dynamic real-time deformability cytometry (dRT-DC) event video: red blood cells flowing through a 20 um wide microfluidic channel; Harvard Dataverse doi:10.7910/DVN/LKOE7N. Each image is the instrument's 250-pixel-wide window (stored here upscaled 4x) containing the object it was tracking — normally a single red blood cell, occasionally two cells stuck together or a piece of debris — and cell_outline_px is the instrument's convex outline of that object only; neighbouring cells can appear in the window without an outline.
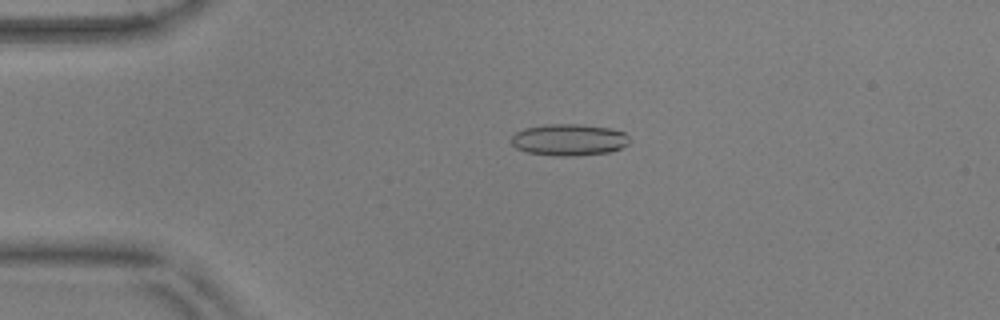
{"species": "common noctule bat (a hibernating species)", "species_latin": "Nyctalus noctula", "temperature_condition": "warm", "stored_images_in_passage": 55, "camera_frame_rate_fps": 3000, "um_per_image_px": 0.085, "animal": {"sex": "male", "body_mass_g": 17.9, "forearm_length_mm": 54.2}, "frame": {"image": 1, "passage_image": 12, "time_ms": 3.667, "image_size_px": [1000, 320], "cell_outline_px": [[628, 144], [612, 152], [576, 156], [552, 156], [528, 152], [516, 148], [512, 144], [512, 136], [516, 132], [524, 128], [544, 124], [580, 124], [612, 128], [624, 132], [628, 136]], "centroid_in_image_um": [48.37, 11.88], "position_along_channel_um": 36.6, "area_um2": 22.02}}
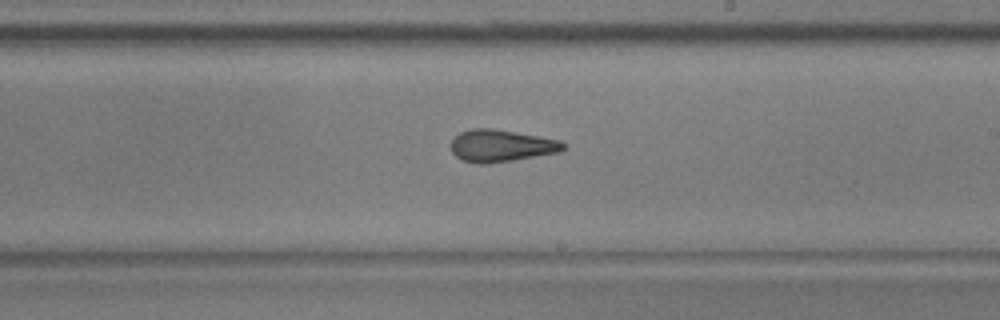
{"frame": {"image": 2, "passage_image": 32, "time_ms": 10.333, "image_size_px": [1000, 320], "cell_outline_px": [[568, 144], [560, 152], [488, 164], [476, 164], [464, 160], [456, 156], [452, 152], [452, 140], [460, 132], [472, 128], [492, 128], [540, 136], [560, 140]], "centroid_in_image_um": [42.63, 12.38], "position_along_channel_um": 246.4, "area_um2": 21.04}}
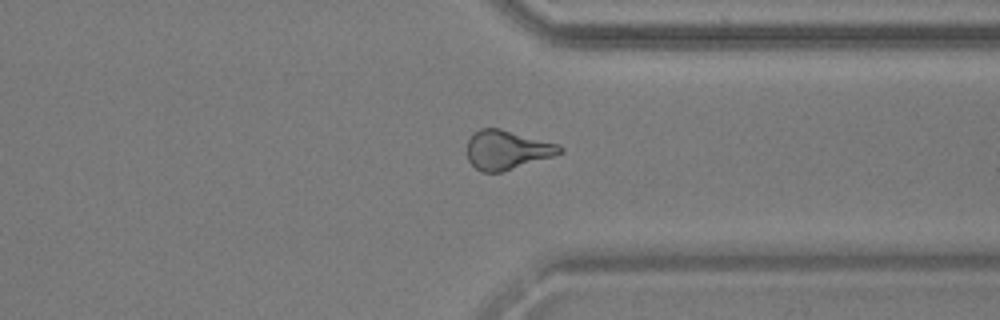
{"frame": {"image": 3, "passage_image": 42, "time_ms": 13.667, "image_size_px": [1000, 320], "cell_outline_px": [[564, 152], [552, 156], [500, 172], [480, 172], [468, 160], [468, 140], [480, 128], [500, 128], [560, 144], [564, 148]], "centroid_in_image_um": [43.11, 12.73], "position_along_channel_um": 368.3, "area_um2": 20.92}, "authors_computed_cell_mechanics": {"area_um2": 21.6172, "velocity_mm_per_s": 3.6762, "shape_relaxation_time_tau1_ms": 8.1523, "shape_relaxation_time_tau2_ms": 2.5366, "deformation_change_tau1": 0.1645, "deformation_change_tau2": 0.1008}}